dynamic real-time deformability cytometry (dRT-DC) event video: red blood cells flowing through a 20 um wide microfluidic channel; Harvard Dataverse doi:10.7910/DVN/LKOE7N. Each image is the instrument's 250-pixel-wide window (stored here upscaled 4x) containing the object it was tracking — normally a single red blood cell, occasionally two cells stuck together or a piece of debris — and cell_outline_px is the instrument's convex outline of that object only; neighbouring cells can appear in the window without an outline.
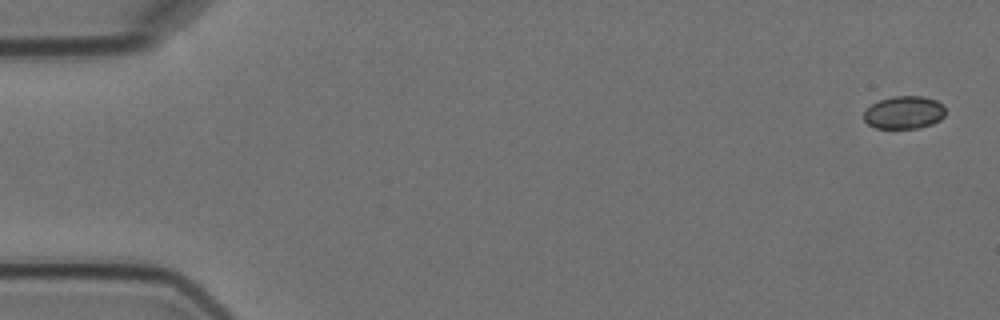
{"species": "Egyptian fruit bat (a non-hibernating species)", "species_latin": "Rousettus aegyptiacus", "temperature_condition": "cold", "stored_images_in_passage": 5, "camera_frame_rate_fps": 3000, "um_per_image_px": 0.085, "animal": {"sex": "female"}, "frame": {"image": 1, "passage_image": 1, "time_ms": 0.0, "image_size_px": [1000, 320], "cell_outline_px": [[944, 116], [940, 120], [932, 124], [920, 128], [876, 128], [868, 124], [864, 120], [864, 112], [872, 104], [880, 100], [892, 96], [924, 96], [936, 100], [944, 104]], "centroid_in_image_um": [76.87, 9.56], "position_along_channel_um": 8.1, "area_um2": 15.66}}
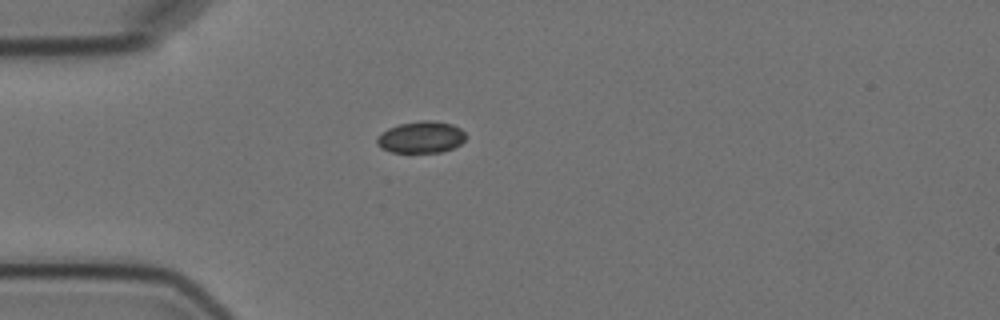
{"frame": {"image": 2, "passage_image": 5, "time_ms": 4.667, "image_size_px": [1000, 320], "cell_outline_px": [[464, 140], [460, 144], [444, 152], [392, 152], [380, 148], [376, 144], [376, 136], [388, 128], [400, 124], [420, 120], [432, 120], [452, 124], [460, 128], [464, 132]], "centroid_in_image_um": [35.76, 11.66], "position_along_channel_um": 49.2, "area_um2": 16.47}}